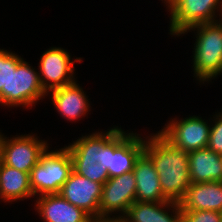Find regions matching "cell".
Returning <instances> with one entry per match:
<instances>
[{
	"instance_id": "cell-1",
	"label": "cell",
	"mask_w": 222,
	"mask_h": 222,
	"mask_svg": "<svg viewBox=\"0 0 222 222\" xmlns=\"http://www.w3.org/2000/svg\"><path fill=\"white\" fill-rule=\"evenodd\" d=\"M145 134L144 152L152 159L163 194L174 202H180L191 179L188 152L173 146L158 131Z\"/></svg>"
},
{
	"instance_id": "cell-2",
	"label": "cell",
	"mask_w": 222,
	"mask_h": 222,
	"mask_svg": "<svg viewBox=\"0 0 222 222\" xmlns=\"http://www.w3.org/2000/svg\"><path fill=\"white\" fill-rule=\"evenodd\" d=\"M71 142L65 146L71 155L73 171L104 185L109 179L108 168L114 154V126L105 131L81 134Z\"/></svg>"
},
{
	"instance_id": "cell-3",
	"label": "cell",
	"mask_w": 222,
	"mask_h": 222,
	"mask_svg": "<svg viewBox=\"0 0 222 222\" xmlns=\"http://www.w3.org/2000/svg\"><path fill=\"white\" fill-rule=\"evenodd\" d=\"M194 33L192 50L193 77L201 85L213 83L212 80L222 76V25L218 22H208L195 25L178 37Z\"/></svg>"
},
{
	"instance_id": "cell-4",
	"label": "cell",
	"mask_w": 222,
	"mask_h": 222,
	"mask_svg": "<svg viewBox=\"0 0 222 222\" xmlns=\"http://www.w3.org/2000/svg\"><path fill=\"white\" fill-rule=\"evenodd\" d=\"M49 146L29 174L34 199L46 194H59L73 171L70 152L66 146L51 149Z\"/></svg>"
},
{
	"instance_id": "cell-5",
	"label": "cell",
	"mask_w": 222,
	"mask_h": 222,
	"mask_svg": "<svg viewBox=\"0 0 222 222\" xmlns=\"http://www.w3.org/2000/svg\"><path fill=\"white\" fill-rule=\"evenodd\" d=\"M209 118L203 119L199 114L181 119L175 116L166 121L158 132L173 146L186 152L203 149L209 143L211 115Z\"/></svg>"
},
{
	"instance_id": "cell-6",
	"label": "cell",
	"mask_w": 222,
	"mask_h": 222,
	"mask_svg": "<svg viewBox=\"0 0 222 222\" xmlns=\"http://www.w3.org/2000/svg\"><path fill=\"white\" fill-rule=\"evenodd\" d=\"M41 139L36 133L10 135L2 132L0 160L10 167L30 174L31 169L40 161L50 142Z\"/></svg>"
},
{
	"instance_id": "cell-7",
	"label": "cell",
	"mask_w": 222,
	"mask_h": 222,
	"mask_svg": "<svg viewBox=\"0 0 222 222\" xmlns=\"http://www.w3.org/2000/svg\"><path fill=\"white\" fill-rule=\"evenodd\" d=\"M23 60L16 69H12L9 79V95L0 103L5 108L32 109L37 103L46 99L38 68ZM34 105V106H33Z\"/></svg>"
},
{
	"instance_id": "cell-8",
	"label": "cell",
	"mask_w": 222,
	"mask_h": 222,
	"mask_svg": "<svg viewBox=\"0 0 222 222\" xmlns=\"http://www.w3.org/2000/svg\"><path fill=\"white\" fill-rule=\"evenodd\" d=\"M221 4L222 0H174L166 8L170 19L168 34L178 37L195 25L217 21Z\"/></svg>"
},
{
	"instance_id": "cell-9",
	"label": "cell",
	"mask_w": 222,
	"mask_h": 222,
	"mask_svg": "<svg viewBox=\"0 0 222 222\" xmlns=\"http://www.w3.org/2000/svg\"><path fill=\"white\" fill-rule=\"evenodd\" d=\"M82 57H72L63 47L47 48L40 56L38 73L42 87L46 93L75 82V62L81 63Z\"/></svg>"
},
{
	"instance_id": "cell-10",
	"label": "cell",
	"mask_w": 222,
	"mask_h": 222,
	"mask_svg": "<svg viewBox=\"0 0 222 222\" xmlns=\"http://www.w3.org/2000/svg\"><path fill=\"white\" fill-rule=\"evenodd\" d=\"M136 201V180L133 172L109 178L102 186L99 216L123 217Z\"/></svg>"
},
{
	"instance_id": "cell-11",
	"label": "cell",
	"mask_w": 222,
	"mask_h": 222,
	"mask_svg": "<svg viewBox=\"0 0 222 222\" xmlns=\"http://www.w3.org/2000/svg\"><path fill=\"white\" fill-rule=\"evenodd\" d=\"M124 130L121 125H114V154L108 168L109 178L132 172L136 159L144 151L145 135Z\"/></svg>"
},
{
	"instance_id": "cell-12",
	"label": "cell",
	"mask_w": 222,
	"mask_h": 222,
	"mask_svg": "<svg viewBox=\"0 0 222 222\" xmlns=\"http://www.w3.org/2000/svg\"><path fill=\"white\" fill-rule=\"evenodd\" d=\"M47 97L51 98L54 110L58 112V115H61L60 118H63L64 121L75 123L85 116L88 118V114L91 115L89 113L92 108L91 101H89V96L86 95L78 80L69 85L49 91L46 94Z\"/></svg>"
},
{
	"instance_id": "cell-13",
	"label": "cell",
	"mask_w": 222,
	"mask_h": 222,
	"mask_svg": "<svg viewBox=\"0 0 222 222\" xmlns=\"http://www.w3.org/2000/svg\"><path fill=\"white\" fill-rule=\"evenodd\" d=\"M102 186V184L72 171L59 194L69 203L84 210L92 218H96L99 216Z\"/></svg>"
},
{
	"instance_id": "cell-14",
	"label": "cell",
	"mask_w": 222,
	"mask_h": 222,
	"mask_svg": "<svg viewBox=\"0 0 222 222\" xmlns=\"http://www.w3.org/2000/svg\"><path fill=\"white\" fill-rule=\"evenodd\" d=\"M34 200L35 213L42 222H91L92 217L81 208L74 206L60 194H46Z\"/></svg>"
},
{
	"instance_id": "cell-15",
	"label": "cell",
	"mask_w": 222,
	"mask_h": 222,
	"mask_svg": "<svg viewBox=\"0 0 222 222\" xmlns=\"http://www.w3.org/2000/svg\"><path fill=\"white\" fill-rule=\"evenodd\" d=\"M132 172L136 180V201H169L161 189L154 163L144 151L136 159Z\"/></svg>"
},
{
	"instance_id": "cell-16",
	"label": "cell",
	"mask_w": 222,
	"mask_h": 222,
	"mask_svg": "<svg viewBox=\"0 0 222 222\" xmlns=\"http://www.w3.org/2000/svg\"><path fill=\"white\" fill-rule=\"evenodd\" d=\"M182 208L174 201H135L123 216L127 222H181Z\"/></svg>"
},
{
	"instance_id": "cell-17",
	"label": "cell",
	"mask_w": 222,
	"mask_h": 222,
	"mask_svg": "<svg viewBox=\"0 0 222 222\" xmlns=\"http://www.w3.org/2000/svg\"><path fill=\"white\" fill-rule=\"evenodd\" d=\"M179 203L182 210H210L222 213V182L191 183Z\"/></svg>"
},
{
	"instance_id": "cell-18",
	"label": "cell",
	"mask_w": 222,
	"mask_h": 222,
	"mask_svg": "<svg viewBox=\"0 0 222 222\" xmlns=\"http://www.w3.org/2000/svg\"><path fill=\"white\" fill-rule=\"evenodd\" d=\"M188 165L192 183L222 182V155L208 147L188 152Z\"/></svg>"
},
{
	"instance_id": "cell-19",
	"label": "cell",
	"mask_w": 222,
	"mask_h": 222,
	"mask_svg": "<svg viewBox=\"0 0 222 222\" xmlns=\"http://www.w3.org/2000/svg\"><path fill=\"white\" fill-rule=\"evenodd\" d=\"M34 198L29 173L5 165L0 160V203L14 204Z\"/></svg>"
},
{
	"instance_id": "cell-20",
	"label": "cell",
	"mask_w": 222,
	"mask_h": 222,
	"mask_svg": "<svg viewBox=\"0 0 222 222\" xmlns=\"http://www.w3.org/2000/svg\"><path fill=\"white\" fill-rule=\"evenodd\" d=\"M24 60L15 51L0 48V103L9 95V79L12 69Z\"/></svg>"
},
{
	"instance_id": "cell-21",
	"label": "cell",
	"mask_w": 222,
	"mask_h": 222,
	"mask_svg": "<svg viewBox=\"0 0 222 222\" xmlns=\"http://www.w3.org/2000/svg\"><path fill=\"white\" fill-rule=\"evenodd\" d=\"M211 116V129L207 147L211 151L222 155V110H217Z\"/></svg>"
},
{
	"instance_id": "cell-22",
	"label": "cell",
	"mask_w": 222,
	"mask_h": 222,
	"mask_svg": "<svg viewBox=\"0 0 222 222\" xmlns=\"http://www.w3.org/2000/svg\"><path fill=\"white\" fill-rule=\"evenodd\" d=\"M221 212L210 210H182L181 222H220Z\"/></svg>"
},
{
	"instance_id": "cell-23",
	"label": "cell",
	"mask_w": 222,
	"mask_h": 222,
	"mask_svg": "<svg viewBox=\"0 0 222 222\" xmlns=\"http://www.w3.org/2000/svg\"><path fill=\"white\" fill-rule=\"evenodd\" d=\"M91 222H127L124 217H115V216H98L92 218Z\"/></svg>"
},
{
	"instance_id": "cell-24",
	"label": "cell",
	"mask_w": 222,
	"mask_h": 222,
	"mask_svg": "<svg viewBox=\"0 0 222 222\" xmlns=\"http://www.w3.org/2000/svg\"><path fill=\"white\" fill-rule=\"evenodd\" d=\"M217 21L222 25V4H221V8L218 14Z\"/></svg>"
},
{
	"instance_id": "cell-25",
	"label": "cell",
	"mask_w": 222,
	"mask_h": 222,
	"mask_svg": "<svg viewBox=\"0 0 222 222\" xmlns=\"http://www.w3.org/2000/svg\"><path fill=\"white\" fill-rule=\"evenodd\" d=\"M164 3V6L167 8L174 0H160Z\"/></svg>"
},
{
	"instance_id": "cell-26",
	"label": "cell",
	"mask_w": 222,
	"mask_h": 222,
	"mask_svg": "<svg viewBox=\"0 0 222 222\" xmlns=\"http://www.w3.org/2000/svg\"><path fill=\"white\" fill-rule=\"evenodd\" d=\"M1 141H2V131L0 129V154H1Z\"/></svg>"
}]
</instances>
